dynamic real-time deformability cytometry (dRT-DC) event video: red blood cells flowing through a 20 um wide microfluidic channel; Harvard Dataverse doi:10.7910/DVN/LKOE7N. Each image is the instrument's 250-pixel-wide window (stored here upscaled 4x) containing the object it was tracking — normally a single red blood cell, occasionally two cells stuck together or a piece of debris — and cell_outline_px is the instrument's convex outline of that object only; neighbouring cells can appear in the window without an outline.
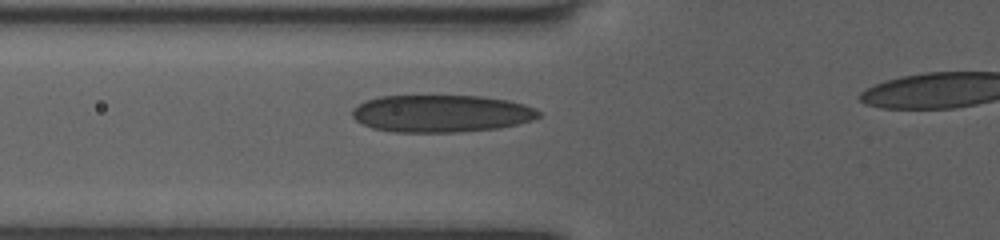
{"species": "human", "species_latin": "Homo sapiens", "temperature_condition": "room temperature", "stored_images_in_passage": 23, "camera_frame_rate_fps": 3000, "um_per_image_px": 0.085, "donor": {"sex": "female"}, "frame": {"image": 1, "passage_image": 6, "time_ms": 1.667, "image_size_px": [1000, 240], "cell_outline_px": [[540, 116], [532, 120], [516, 124], [496, 128], [456, 132], [392, 132], [372, 128], [356, 120], [352, 116], [352, 108], [368, 100], [380, 96], [480, 96], [508, 100], [524, 104], [536, 108], [540, 112]], "centroid_in_image_um": [37.51, 9.65], "position_along_channel_um": 88.3, "area_um2": 40.4}}
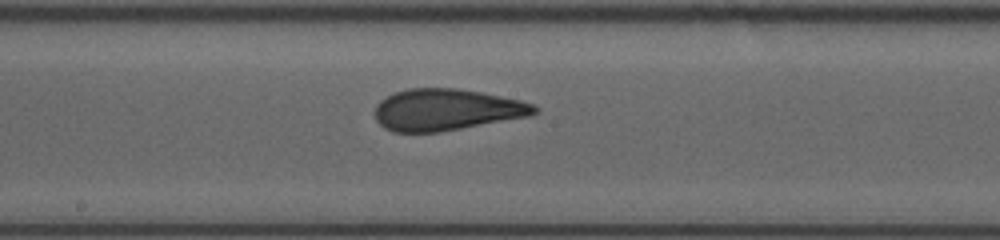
{"frame": {"image": 2, "passage_image": 15, "time_ms": 4.667, "image_size_px": [1000, 240], "cell_outline_px": [[536, 112], [528, 116], [460, 128], [436, 132], [392, 132], [384, 128], [376, 120], [376, 104], [380, 100], [396, 92], [408, 88], [456, 88], [480, 92], [520, 100], [532, 104], [536, 108]], "centroid_in_image_um": [37.89, 9.32], "position_along_channel_um": 210.3, "area_um2": 38.09}}
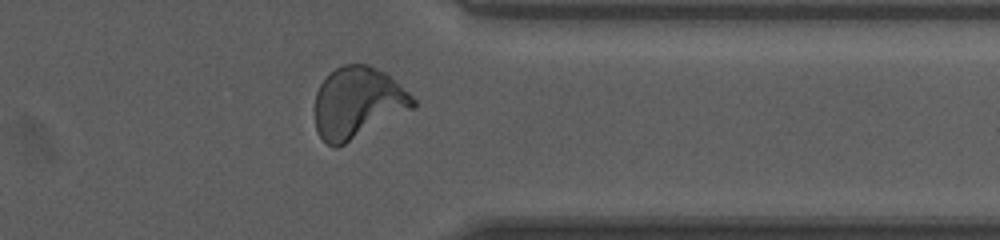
{"frame": {"image": 3, "passage_image": 22, "time_ms": 7.0, "image_size_px": [1000, 240], "cell_outline_px": [[416, 108], [336, 148], [332, 148], [320, 136], [316, 128], [316, 92], [320, 84], [336, 68], [344, 64], [368, 64], [384, 72], [408, 92], [416, 100]], "centroid_in_image_um": [30.43, 8.74], "position_along_channel_um": 381.0, "area_um2": 40.52}}